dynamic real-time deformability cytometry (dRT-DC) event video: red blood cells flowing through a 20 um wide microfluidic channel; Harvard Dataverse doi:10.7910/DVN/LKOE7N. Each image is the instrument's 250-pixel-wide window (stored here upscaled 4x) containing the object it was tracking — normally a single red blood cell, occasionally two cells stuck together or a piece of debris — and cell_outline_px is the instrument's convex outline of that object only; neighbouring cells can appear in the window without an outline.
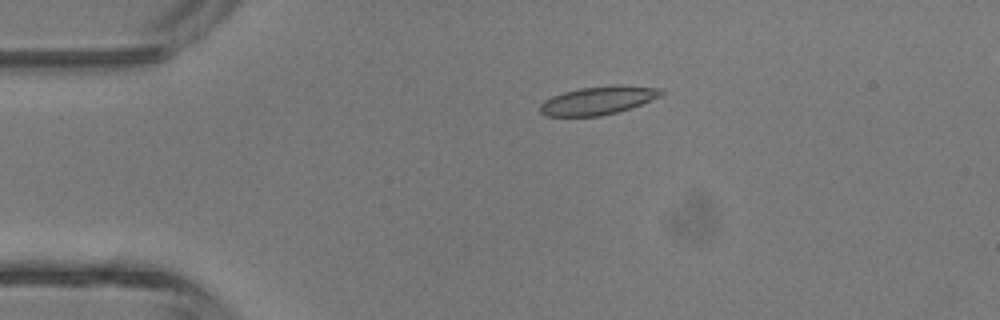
{"species": "common noctule bat (a hibernating species)", "species_latin": "Nyctalus noctula", "temperature_condition": "room temperature", "stored_images_in_passage": 2, "camera_frame_rate_fps": 3000, "um_per_image_px": 0.085, "animal": {"sex": "male", "body_mass_g": 13.3}, "frame": {"image": 1, "passage_image": 1, "time_ms": 0.0, "image_size_px": [1000, 320], "cell_outline_px": [[664, 92], [660, 96], [640, 104], [616, 112], [600, 116], [548, 116], [540, 112], [540, 104], [544, 100], [552, 96], [564, 92], [580, 88], [612, 84], [620, 84], [664, 88]], "centroid_in_image_um": [50.85, 8.51], "position_along_channel_um": 34.1, "area_um2": 20.0}}